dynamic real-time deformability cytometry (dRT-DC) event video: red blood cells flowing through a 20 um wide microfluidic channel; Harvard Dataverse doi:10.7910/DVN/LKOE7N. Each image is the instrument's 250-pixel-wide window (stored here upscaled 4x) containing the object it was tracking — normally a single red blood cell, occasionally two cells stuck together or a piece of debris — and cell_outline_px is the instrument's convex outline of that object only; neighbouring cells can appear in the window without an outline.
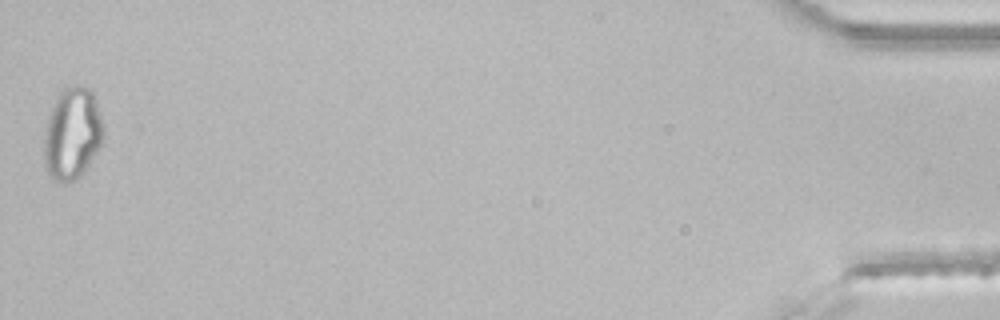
{"species": "common noctule bat (a hibernating species)", "species_latin": "Nyctalus noctula", "temperature_condition": "room temperature", "stored_images_in_passage": 43, "segment_of_instrument_passage": [2, 2], "camera_frame_rate_fps": 3000, "um_per_image_px": 0.085, "animal": {"sex": "male", "body_mass_g": 21.5, "forearm_length_mm": 52.0}, "frame": {"image": 1, "passage_image": 43, "time_ms": 14.0, "image_size_px": [1000, 320], "cell_outline_px": [[104, 136], [100, 148], [84, 172], [76, 180], [64, 184], [56, 180], [48, 172], [44, 160], [44, 140], [48, 116], [56, 96], [64, 84], [76, 84], [88, 88], [92, 92], [96, 100], [104, 124]], "centroid_in_image_um": [6.16, 11.32], "position_along_channel_um": 429.0, "area_um2": 32.43}}